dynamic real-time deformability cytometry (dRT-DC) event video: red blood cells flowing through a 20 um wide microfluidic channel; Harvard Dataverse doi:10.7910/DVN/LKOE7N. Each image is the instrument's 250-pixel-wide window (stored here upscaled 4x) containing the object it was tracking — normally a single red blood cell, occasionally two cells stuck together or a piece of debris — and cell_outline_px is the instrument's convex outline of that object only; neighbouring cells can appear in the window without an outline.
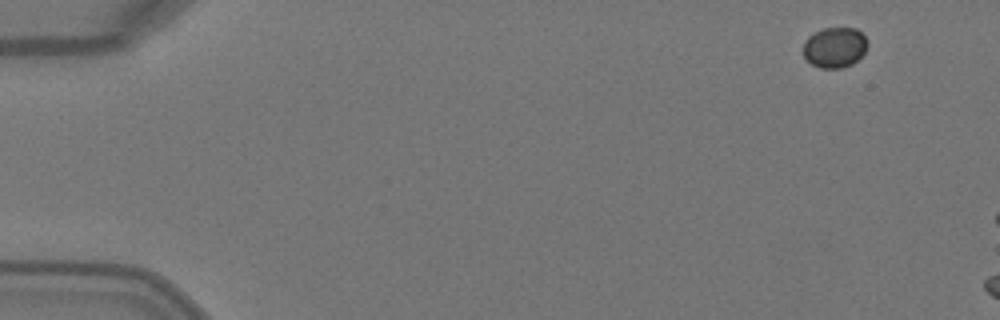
{"species": "Egyptian fruit bat (a non-hibernating species)", "species_latin": "Rousettus aegyptiacus", "temperature_condition": "warm", "stored_images_in_passage": 2, "camera_frame_rate_fps": 3000, "um_per_image_px": 0.085, "animal": {"sex": "female"}, "frame": {"image": 1, "passage_image": 1, "time_ms": 0.0, "image_size_px": [1000, 320], "cell_outline_px": [[868, 44], [864, 52], [852, 64], [840, 68], [820, 68], [812, 64], [804, 56], [804, 40], [808, 36], [824, 28], [856, 28], [868, 40]], "centroid_in_image_um": [70.95, 4.02], "position_along_channel_um": 14.0, "area_um2": 15.03}}